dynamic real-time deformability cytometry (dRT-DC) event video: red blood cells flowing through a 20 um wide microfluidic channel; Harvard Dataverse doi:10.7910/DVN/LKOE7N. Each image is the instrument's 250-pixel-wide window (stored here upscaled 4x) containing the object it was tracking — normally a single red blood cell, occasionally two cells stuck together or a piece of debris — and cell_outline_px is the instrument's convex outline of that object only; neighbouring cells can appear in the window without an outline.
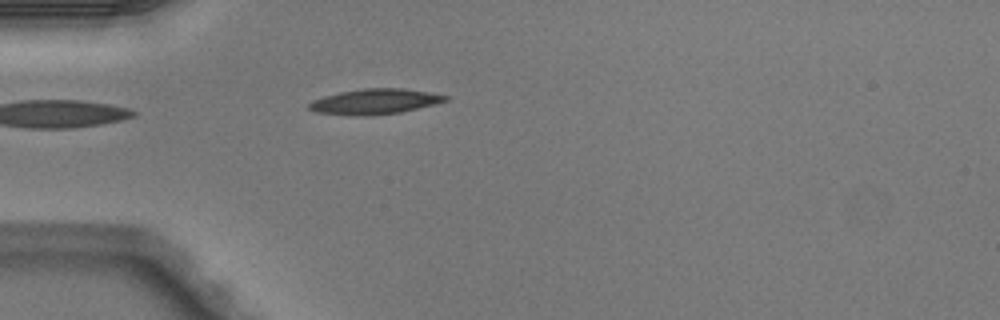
{"species": "Egyptian fruit bat (a non-hibernating species)", "species_latin": "Rousettus aegyptiacus", "temperature_condition": "warm", "stored_images_in_passage": 4, "camera_frame_rate_fps": 3000, "um_per_image_px": 0.085, "animal": {"sex": "male"}, "frame": {"image": 1, "passage_image": 4, "time_ms": 1.0, "image_size_px": [1000, 320], "cell_outline_px": [[448, 100], [436, 104], [400, 112], [372, 116], [356, 116], [312, 112], [308, 108], [308, 104], [312, 100], [324, 96], [340, 92], [364, 88], [400, 88], [428, 92], [448, 96]], "centroid_in_image_um": [31.82, 8.64], "position_along_channel_um": 53.2, "area_um2": 20.23}}